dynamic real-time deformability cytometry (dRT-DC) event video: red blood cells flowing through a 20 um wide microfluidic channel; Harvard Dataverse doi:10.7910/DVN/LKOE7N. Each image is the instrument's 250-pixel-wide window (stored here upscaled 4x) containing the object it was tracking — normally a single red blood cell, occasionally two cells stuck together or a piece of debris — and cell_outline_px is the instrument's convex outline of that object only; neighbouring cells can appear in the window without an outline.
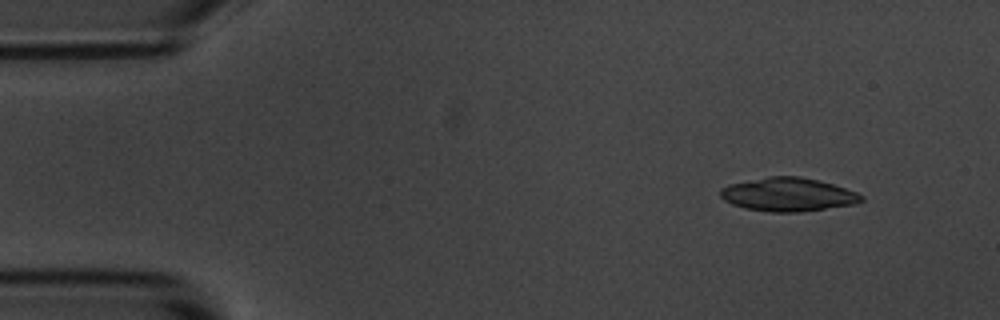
{"species": "common noctule bat (a hibernating species)", "species_latin": "Nyctalus noctula", "temperature_condition": "room temperature", "stored_images_in_passage": 7, "camera_frame_rate_fps": 3000, "um_per_image_px": 0.085, "animal": {"sex": "male", "body_mass_g": 20.1, "forearm_length_mm": 53.5}, "frame": {"image": 1, "passage_image": 2, "time_ms": 1.0, "image_size_px": [1000, 320], "cell_outline_px": [[864, 200], [856, 204], [800, 212], [772, 212], [744, 208], [732, 204], [724, 200], [720, 196], [720, 188], [728, 184], [768, 176], [800, 176], [820, 180], [856, 192], [864, 196]], "centroid_in_image_um": [66.98, 16.53], "position_along_channel_um": 18.0, "area_um2": 27.69}}